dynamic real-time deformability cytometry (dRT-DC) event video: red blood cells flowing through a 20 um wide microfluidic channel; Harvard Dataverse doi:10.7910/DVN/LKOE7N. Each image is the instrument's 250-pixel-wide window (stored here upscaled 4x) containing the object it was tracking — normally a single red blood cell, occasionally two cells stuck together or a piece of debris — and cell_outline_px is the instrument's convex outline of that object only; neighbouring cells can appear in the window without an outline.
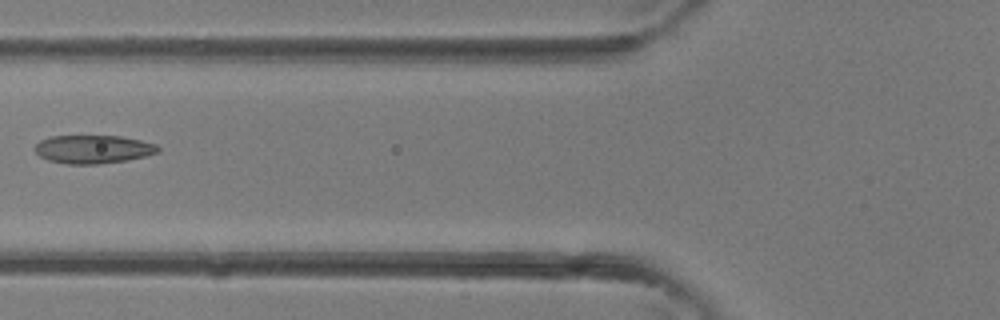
{"species": "common noctule bat (a hibernating species)", "species_latin": "Nyctalus noctula", "temperature_condition": "room temperature", "stored_images_in_passage": 5, "camera_frame_rate_fps": 3000, "um_per_image_px": 0.085, "animal": {"sex": "female"}, "frame": {"image": 1, "passage_image": 5, "time_ms": 1.333, "image_size_px": [1000, 320], "cell_outline_px": [[160, 152], [128, 160], [96, 164], [68, 164], [48, 160], [40, 156], [32, 148], [40, 140], [52, 136], [120, 136], [140, 140], [156, 144], [160, 148]], "centroid_in_image_um": [7.91, 12.68], "position_along_channel_um": 117.9, "area_um2": 20.35}}